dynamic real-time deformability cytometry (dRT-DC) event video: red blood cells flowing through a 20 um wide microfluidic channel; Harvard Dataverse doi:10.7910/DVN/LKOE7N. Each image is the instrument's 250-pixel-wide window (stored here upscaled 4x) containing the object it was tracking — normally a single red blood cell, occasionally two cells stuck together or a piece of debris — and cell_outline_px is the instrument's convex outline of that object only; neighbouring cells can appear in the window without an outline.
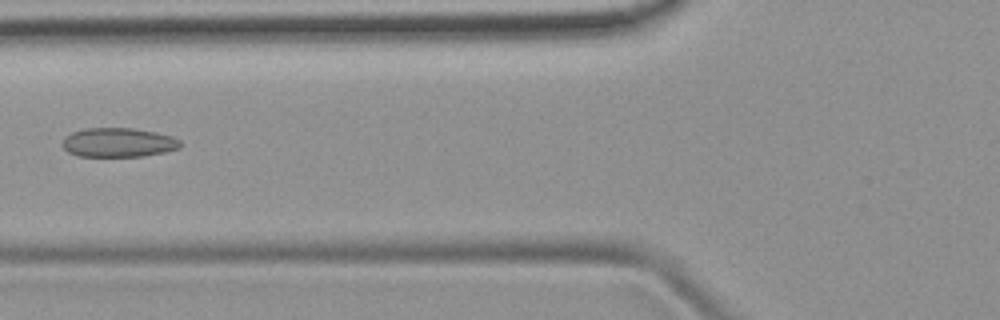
{"species": "common noctule bat (a hibernating species)", "species_latin": "Nyctalus noctula", "temperature_condition": "room temperature", "stored_images_in_passage": 4, "camera_frame_rate_fps": 3000, "um_per_image_px": 0.085, "animal": {"sex": "female", "body_mass_g": 19.9}, "frame": {"image": 1, "passage_image": 4, "time_ms": 3.333, "image_size_px": [1000, 320], "cell_outline_px": [[180, 148], [164, 152], [144, 156], [80, 156], [68, 152], [60, 144], [64, 136], [72, 132], [84, 128], [132, 128], [156, 132], [172, 136], [180, 140]], "centroid_in_image_um": [10.03, 12.1], "position_along_channel_um": 115.8, "area_um2": 20.17}}